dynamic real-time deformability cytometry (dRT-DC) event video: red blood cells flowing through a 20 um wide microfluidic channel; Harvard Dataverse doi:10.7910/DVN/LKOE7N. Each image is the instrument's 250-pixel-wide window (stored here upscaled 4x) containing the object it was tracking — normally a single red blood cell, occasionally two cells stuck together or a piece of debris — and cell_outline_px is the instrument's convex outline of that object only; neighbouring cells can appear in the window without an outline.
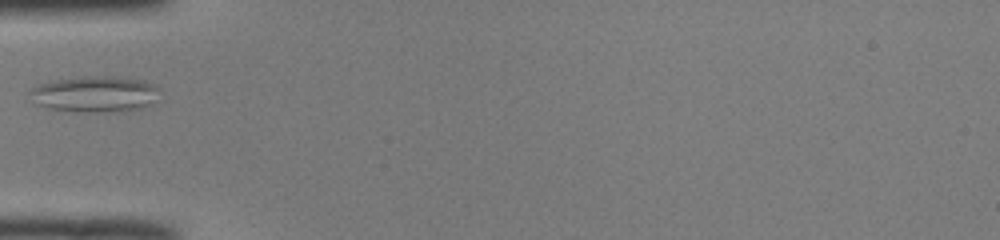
{"species": "common noctule bat (a hibernating species)", "species_latin": "Nyctalus noctula", "temperature_condition": "room temperature", "stored_images_in_passage": 35, "camera_frame_rate_fps": 3000, "um_per_image_px": 0.085, "animal": {"sex": "male", "body_mass_g": 19.0, "forearm_length_mm": 50.8}, "frame": {"image": 1, "passage_image": 1, "time_ms": 0.0, "image_size_px": [1000, 240], "cell_outline_px": [[160, 88], [152, 104], [140, 108], [96, 112], [76, 112], [48, 108], [32, 104], [28, 92], [36, 84], [52, 80], [80, 76], [116, 76], [144, 80], [156, 84]], "centroid_in_image_um": [7.99, 7.98], "position_along_channel_um": 77.0, "area_um2": 27.74}}
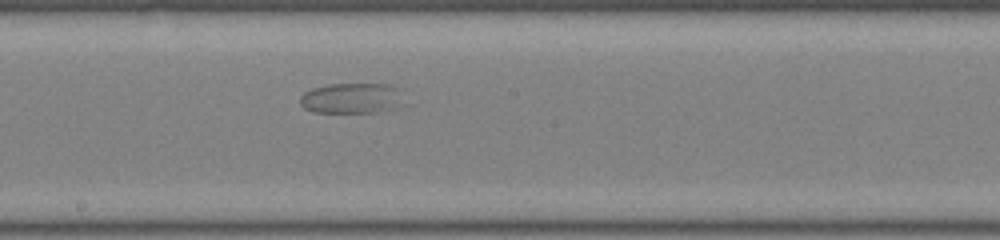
{"frame": {"image": 2, "passage_image": 12, "time_ms": 3.667, "image_size_px": [1000, 240], "cell_outline_px": [[408, 104], [396, 108], [376, 112], [312, 112], [304, 108], [300, 104], [300, 96], [304, 92], [312, 88], [328, 84], [388, 84], [400, 88]], "centroid_in_image_um": [29.98, 8.35], "position_along_channel_um": 218.2, "area_um2": 19.02}}
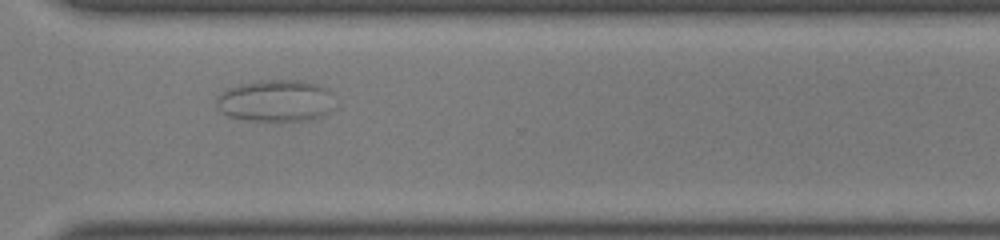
{"frame": {"image": 3, "passage_image": 22, "time_ms": 7.0, "image_size_px": [1000, 240], "cell_outline_px": [[332, 92], [328, 112], [324, 116], [308, 120], [248, 120], [228, 116], [220, 112], [216, 108], [216, 100], [220, 92], [228, 88], [240, 84], [260, 80], [304, 80], [328, 88]], "centroid_in_image_um": [23.39, 8.55], "position_along_channel_um": 347.2, "area_um2": 28.84}}